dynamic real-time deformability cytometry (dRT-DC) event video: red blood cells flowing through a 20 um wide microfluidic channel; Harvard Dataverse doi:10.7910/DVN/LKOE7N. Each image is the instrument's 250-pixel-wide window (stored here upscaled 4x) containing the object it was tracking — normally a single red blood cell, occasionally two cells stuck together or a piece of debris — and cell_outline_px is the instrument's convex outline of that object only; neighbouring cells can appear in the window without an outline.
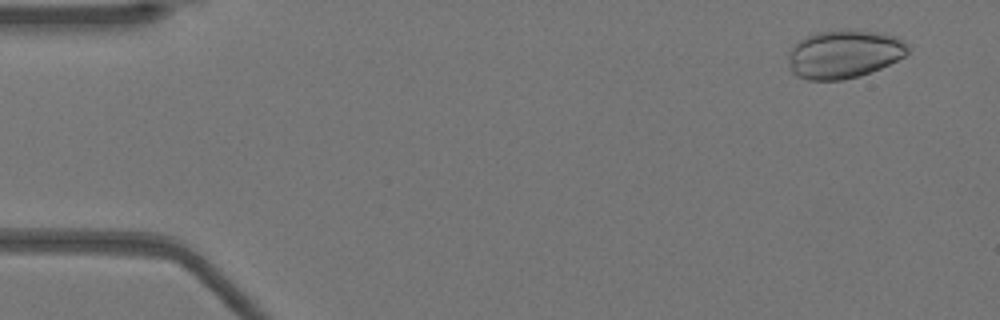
{"species": "Egyptian fruit bat (a non-hibernating species)", "species_latin": "Rousettus aegyptiacus", "temperature_condition": "warm", "stored_images_in_passage": 51, "camera_frame_rate_fps": 3000, "um_per_image_px": 0.085, "animal": {"sex": "female"}, "frame": {"image": 1, "passage_image": 3, "time_ms": 0.667, "image_size_px": [1000, 320], "cell_outline_px": [[908, 52], [904, 56], [880, 68], [860, 76], [840, 80], [808, 80], [796, 76], [792, 72], [788, 56], [788, 52], [804, 36], [816, 32], [840, 28], [876, 32], [896, 36], [904, 40], [908, 44]], "centroid_in_image_um": [71.73, 4.58], "position_along_channel_um": 13.3, "area_um2": 33.87}}
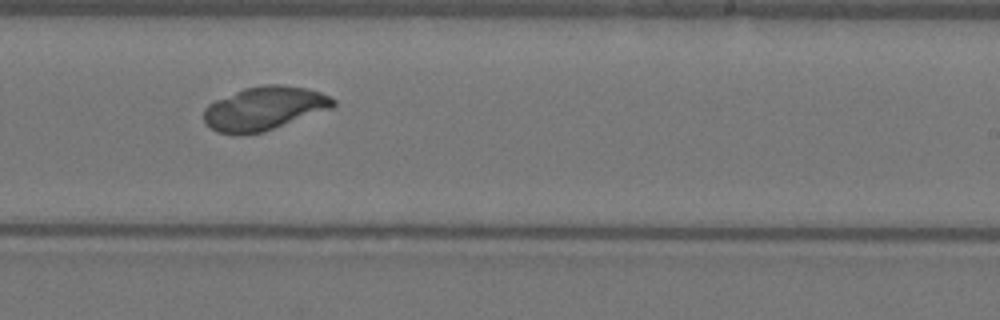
{"frame": {"image": 2, "passage_image": 31, "time_ms": 10.0, "image_size_px": [1000, 320], "cell_outline_px": [[336, 108], [264, 132], [240, 136], [236, 136], [216, 132], [204, 120], [204, 108], [208, 104], [216, 100], [244, 88], [264, 84], [280, 84], [308, 88], [320, 92], [336, 100]], "centroid_in_image_um": [22.5, 9.23], "position_along_channel_um": 266.5, "area_um2": 33.47}}
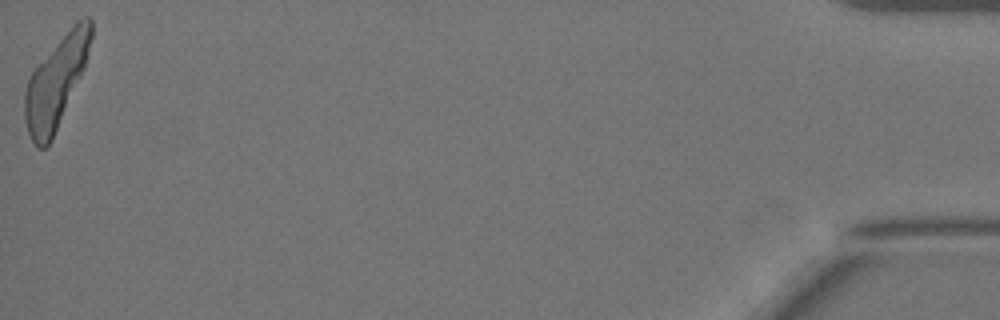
{"frame": {"image": 3, "passage_image": 51, "time_ms": 16.667, "image_size_px": [1000, 320], "cell_outline_px": [[92, 36], [84, 68], [52, 140], [44, 148], [36, 148], [28, 132], [24, 116], [24, 92], [28, 80], [32, 72], [60, 40], [84, 16], [88, 16], [92, 20]], "centroid_in_image_um": [4.74, 7.07], "position_along_channel_um": 430.5, "area_um2": 33.76}}